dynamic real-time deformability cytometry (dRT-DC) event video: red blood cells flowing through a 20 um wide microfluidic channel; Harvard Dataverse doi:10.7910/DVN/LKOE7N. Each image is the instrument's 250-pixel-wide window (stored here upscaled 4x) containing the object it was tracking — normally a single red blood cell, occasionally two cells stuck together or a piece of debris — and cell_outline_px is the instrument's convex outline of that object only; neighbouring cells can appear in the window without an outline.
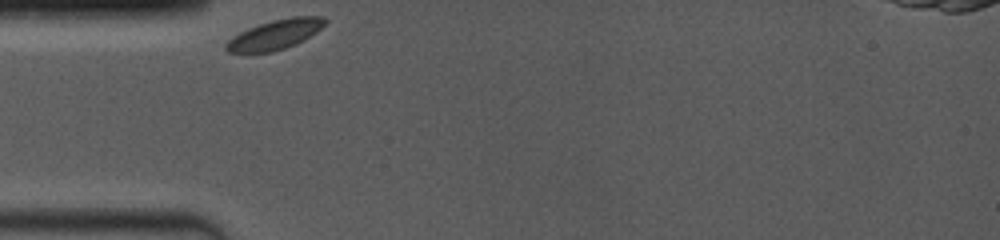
{"species": "common noctule bat (a hibernating species)", "species_latin": "Nyctalus noctula", "temperature_condition": "room temperature", "stored_images_in_passage": 5, "camera_frame_rate_fps": 4000, "um_per_image_px": 0.085, "animal": {"sex": "female", "body_mass_g": 19.0, "forearm_length_mm": 53.3}, "frame": {"image": 1, "passage_image": 1, "time_ms": 0.0, "image_size_px": [1000, 240], "cell_outline_px": [[328, 20], [316, 32], [304, 40], [296, 44], [272, 52], [228, 52], [224, 48], [224, 44], [228, 40], [240, 32], [248, 28], [272, 20], [292, 16], [324, 16]], "centroid_in_image_um": [23.39, 2.93], "position_along_channel_um": 61.6, "area_um2": 17.05}}
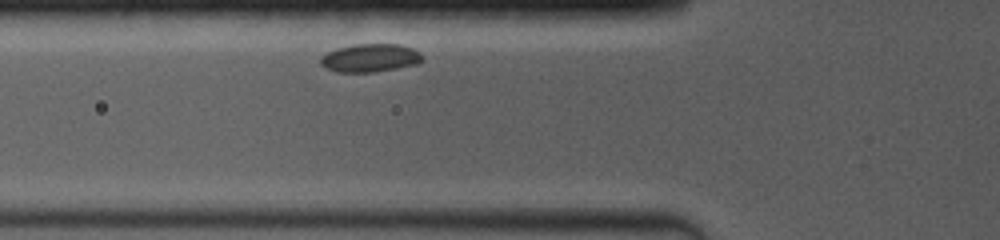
{"frame": {"image": 2, "passage_image": 2, "time_ms": 1.0, "image_size_px": [1000, 240], "cell_outline_px": [[424, 60], [416, 64], [396, 68], [372, 72], [336, 72], [324, 68], [320, 64], [320, 56], [336, 48], [356, 44], [400, 44], [412, 48], [420, 52], [424, 56]], "centroid_in_image_um": [31.45, 4.92], "position_along_channel_um": 94.3, "area_um2": 16.88}}
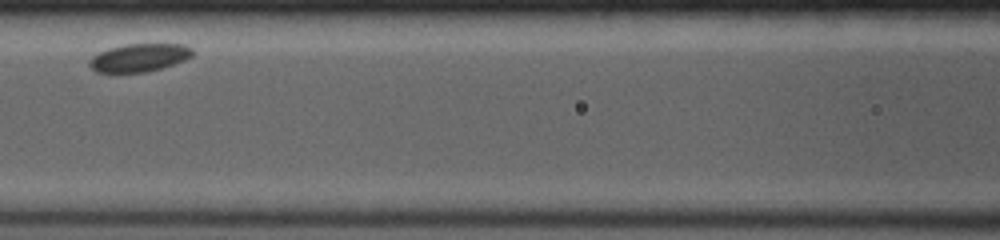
{"frame": {"image": 3, "passage_image": 4, "time_ms": 2.75, "image_size_px": [1000, 240], "cell_outline_px": [[192, 56], [184, 60], [160, 68], [144, 72], [96, 72], [88, 64], [88, 60], [92, 56], [108, 48], [124, 44], [184, 44], [192, 48]], "centroid_in_image_um": [11.8, 4.89], "position_along_channel_um": 154.8, "area_um2": 16.7}}